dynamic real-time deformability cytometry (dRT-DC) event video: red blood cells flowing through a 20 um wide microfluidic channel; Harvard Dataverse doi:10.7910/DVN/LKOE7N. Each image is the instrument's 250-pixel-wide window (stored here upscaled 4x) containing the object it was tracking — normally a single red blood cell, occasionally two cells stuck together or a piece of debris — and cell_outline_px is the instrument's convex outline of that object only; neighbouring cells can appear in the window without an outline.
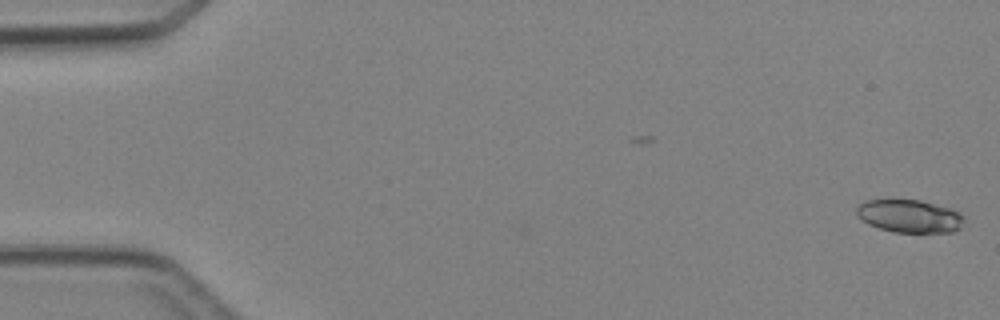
{"species": "Egyptian fruit bat (a non-hibernating species)", "species_latin": "Rousettus aegyptiacus", "temperature_condition": "cold", "stored_images_in_passage": 3, "camera_frame_rate_fps": 3000, "um_per_image_px": 0.085, "animal": {"sex": "female"}, "frame": {"image": 1, "passage_image": 1, "time_ms": 0.0, "image_size_px": [1000, 320], "cell_outline_px": [[964, 220], [960, 228], [956, 232], [892, 232], [868, 224], [856, 212], [856, 208], [860, 204], [868, 200], [920, 200], [948, 208], [960, 212], [964, 216]], "centroid_in_image_um": [77.35, 18.38], "position_along_channel_um": 7.7, "area_um2": 20.4}}